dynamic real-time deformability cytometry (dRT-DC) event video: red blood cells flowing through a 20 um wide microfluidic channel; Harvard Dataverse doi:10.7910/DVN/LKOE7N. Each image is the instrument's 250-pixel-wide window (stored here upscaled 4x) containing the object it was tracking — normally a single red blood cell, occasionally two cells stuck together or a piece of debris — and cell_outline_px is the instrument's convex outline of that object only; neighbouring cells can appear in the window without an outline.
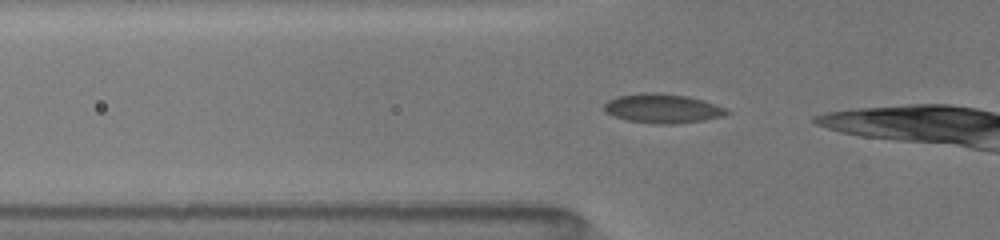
{"species": "common noctule bat (a hibernating species)", "species_latin": "Nyctalus noctula", "temperature_condition": "room temperature", "stored_images_in_passage": 7, "camera_frame_rate_fps": 3000, "um_per_image_px": 0.085, "animal": {"sex": "female", "body_mass_g": 19.5, "forearm_length_mm": 54.1}, "frame": {"image": 1, "passage_image": 2, "time_ms": 0.333, "image_size_px": [1000, 240], "cell_outline_px": [[732, 112], [724, 116], [704, 120], [676, 124], [656, 124], [628, 120], [616, 116], [608, 112], [604, 108], [604, 104], [608, 100], [616, 96], [640, 92], [656, 92], [688, 96], [704, 100], [728, 108]], "centroid_in_image_um": [56.38, 9.21], "position_along_channel_um": 69.4, "area_um2": 21.1}}